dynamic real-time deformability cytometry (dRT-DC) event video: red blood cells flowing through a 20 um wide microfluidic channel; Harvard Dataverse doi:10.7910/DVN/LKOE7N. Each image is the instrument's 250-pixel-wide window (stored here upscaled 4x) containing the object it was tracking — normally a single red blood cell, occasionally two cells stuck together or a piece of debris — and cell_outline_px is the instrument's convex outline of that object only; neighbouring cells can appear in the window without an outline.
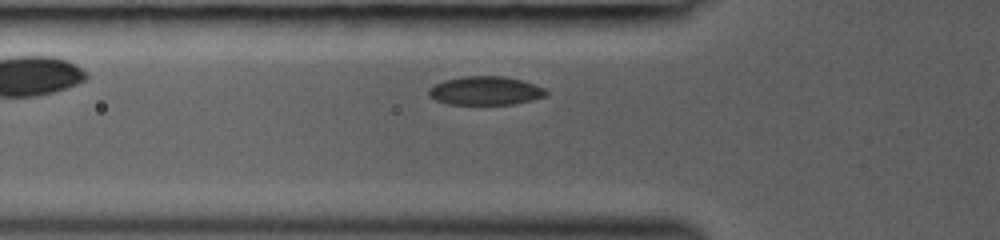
{"species": "common noctule bat (a hibernating species)", "species_latin": "Nyctalus noctula", "temperature_condition": "room temperature", "stored_images_in_passage": 30, "camera_frame_rate_fps": 3000, "um_per_image_px": 0.085, "animal": {"sex": "female", "body_mass_g": 19.0, "forearm_length_mm": 53.3}, "frame": {"image": 1, "passage_image": 6, "time_ms": 1.667, "image_size_px": [1000, 240], "cell_outline_px": [[548, 96], [532, 100], [512, 104], [448, 104], [436, 100], [428, 96], [428, 88], [444, 80], [464, 76], [504, 76], [520, 80], [544, 88], [548, 92]], "centroid_in_image_um": [41.25, 7.71], "position_along_channel_um": 84.6, "area_um2": 19.54}}
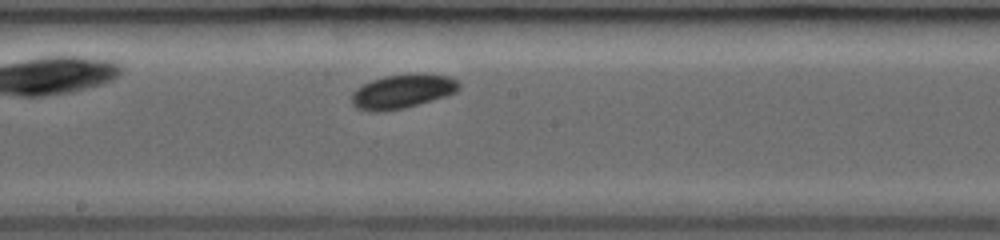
{"frame": {"image": 2, "passage_image": 15, "time_ms": 4.667, "image_size_px": [1000, 240], "cell_outline_px": [[460, 88], [456, 92], [432, 100], [404, 108], [384, 112], [368, 112], [356, 108], [352, 104], [352, 92], [356, 88], [372, 80], [384, 76], [448, 76], [456, 80], [460, 84]], "centroid_in_image_um": [34.13, 7.83], "position_along_channel_um": 214.1, "area_um2": 20.63}}
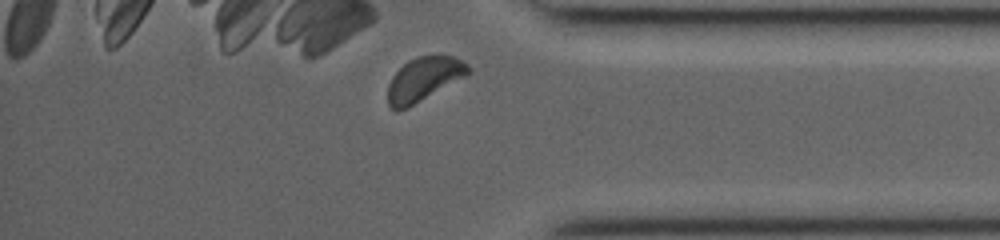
{"frame": {"image": 3, "passage_image": 28, "time_ms": 9.0, "image_size_px": [1000, 240], "cell_outline_px": [[472, 72], [468, 76], [408, 108], [396, 112], [388, 104], [388, 84], [392, 76], [408, 60], [416, 56], [436, 52], [440, 52], [452, 56], [468, 64], [472, 68]], "centroid_in_image_um": [36.08, 6.69], "position_along_channel_um": 399.1, "area_um2": 21.44}}